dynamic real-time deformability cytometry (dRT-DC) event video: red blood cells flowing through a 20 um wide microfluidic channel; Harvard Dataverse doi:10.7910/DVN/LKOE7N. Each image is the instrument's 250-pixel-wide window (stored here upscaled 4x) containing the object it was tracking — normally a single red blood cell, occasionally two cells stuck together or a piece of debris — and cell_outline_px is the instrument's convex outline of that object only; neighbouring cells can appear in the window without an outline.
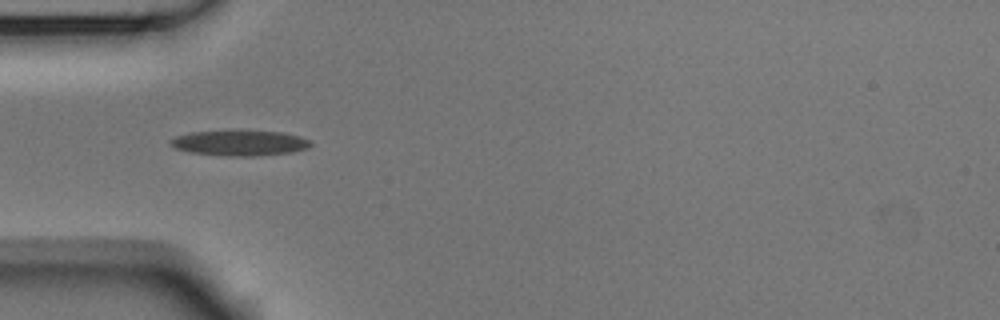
{"species": "Egyptian fruit bat (a non-hibernating species)", "species_latin": "Rousettus aegyptiacus", "temperature_condition": "room temperature", "stored_images_in_passage": 3, "camera_frame_rate_fps": 3000, "um_per_image_px": 0.085, "animal": {"sex": "male"}, "frame": {"image": 1, "passage_image": 1, "time_ms": 0.0, "image_size_px": [1000, 320], "cell_outline_px": [[312, 144], [308, 148], [292, 152], [256, 156], [228, 156], [188, 152], [176, 148], [168, 140], [176, 136], [192, 132], [284, 132], [300, 136], [312, 140]], "centroid_in_image_um": [20.43, 12.17], "position_along_channel_um": 64.6, "area_um2": 20.35}}
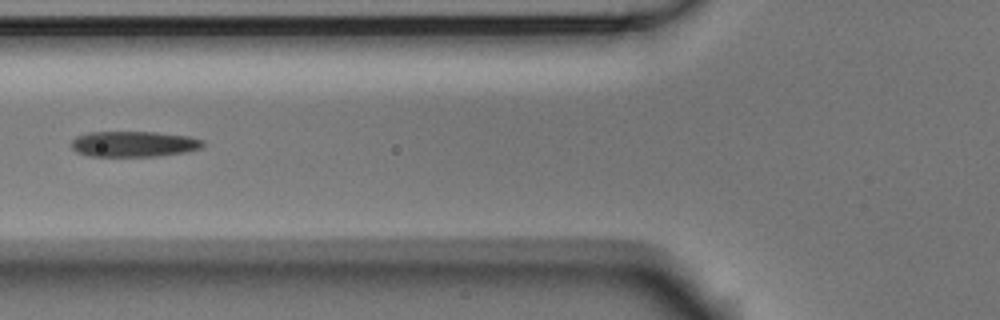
{"frame": {"image": 2, "passage_image": 2, "time_ms": 0.333, "image_size_px": [1000, 320], "cell_outline_px": [[204, 144], [200, 148], [184, 152], [160, 156], [88, 156], [76, 152], [72, 148], [72, 140], [76, 136], [88, 132], [156, 132], [188, 136], [204, 140]], "centroid_in_image_um": [11.36, 12.24], "position_along_channel_um": 114.4, "area_um2": 19.71}}
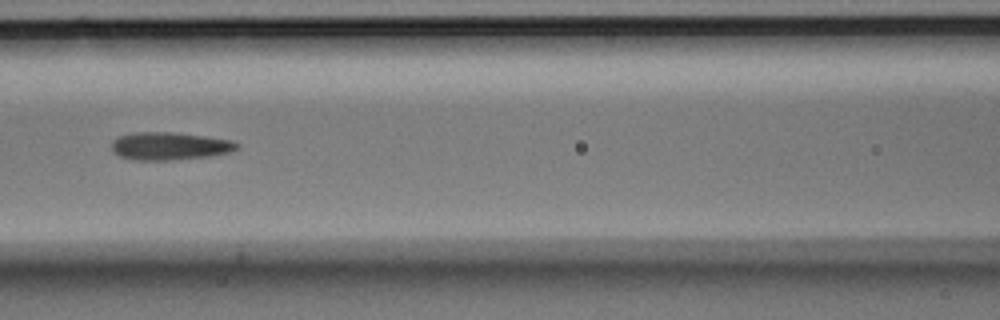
{"frame": {"image": 3, "passage_image": 3, "time_ms": 0.667, "image_size_px": [1000, 320], "cell_outline_px": [[240, 144], [236, 148], [228, 152], [208, 156], [168, 160], [132, 160], [120, 156], [112, 152], [112, 140], [120, 136], [132, 132], [172, 132], [204, 136], [232, 140]], "centroid_in_image_um": [14.36, 12.41], "position_along_channel_um": 152.2, "area_um2": 20.17}}